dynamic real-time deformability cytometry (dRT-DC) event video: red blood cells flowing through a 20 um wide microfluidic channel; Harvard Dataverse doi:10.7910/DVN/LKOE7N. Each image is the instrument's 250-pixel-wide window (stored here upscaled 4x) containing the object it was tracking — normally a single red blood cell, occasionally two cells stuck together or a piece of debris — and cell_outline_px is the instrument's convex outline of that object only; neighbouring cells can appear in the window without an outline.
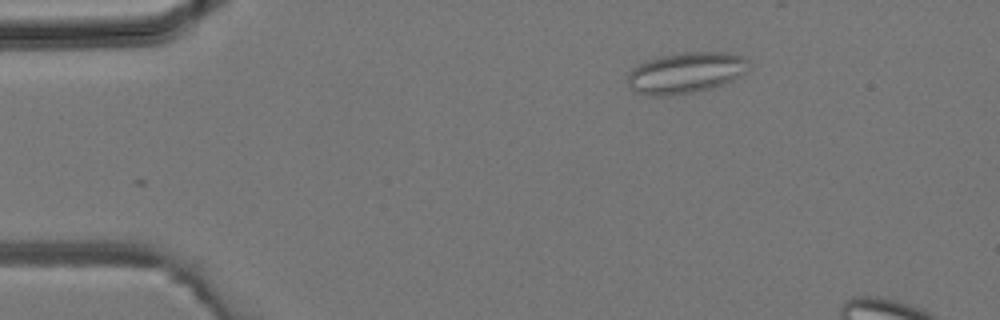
{"species": "common noctule bat (a hibernating species)", "species_latin": "Nyctalus noctula", "temperature_condition": "room temperature", "stored_images_in_passage": 2, "camera_frame_rate_fps": 3000, "um_per_image_px": 0.085, "animal": {"sex": "male", "body_mass_g": 19.2, "forearm_length_mm": 51.8}, "frame": {"image": 1, "passage_image": 2, "time_ms": 0.333, "image_size_px": [1000, 320], "cell_outline_px": [[748, 68], [744, 72], [732, 80], [724, 84], [712, 88], [692, 92], [668, 96], [652, 96], [636, 92], [628, 84], [628, 72], [632, 68], [644, 60], [660, 56], [684, 52], [728, 52], [740, 56], [748, 60]], "centroid_in_image_um": [58.25, 6.18], "position_along_channel_um": 26.7, "area_um2": 28.96}}